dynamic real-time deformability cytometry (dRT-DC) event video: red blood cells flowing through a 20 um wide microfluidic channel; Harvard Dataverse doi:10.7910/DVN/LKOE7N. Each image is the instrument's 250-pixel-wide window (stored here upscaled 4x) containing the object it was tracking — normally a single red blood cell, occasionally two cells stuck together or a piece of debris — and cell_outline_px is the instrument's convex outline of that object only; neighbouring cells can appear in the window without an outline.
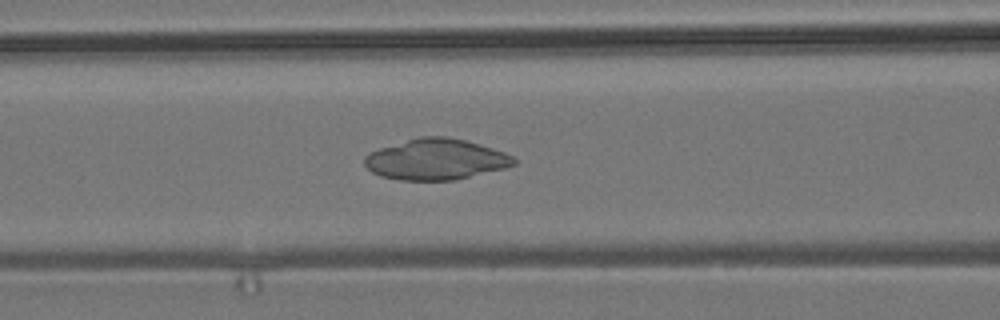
{"species": "common noctule bat (a hibernating species)", "species_latin": "Nyctalus noctula", "temperature_condition": "room temperature", "stored_images_in_passage": 43, "camera_frame_rate_fps": 3000, "um_per_image_px": 0.085, "animal": {"sex": "male", "body_mass_g": 19.2, "forearm_length_mm": 51.8}, "frame": {"image": 1, "passage_image": 11, "time_ms": 3.333, "image_size_px": [1000, 320], "cell_outline_px": [[516, 164], [504, 168], [456, 180], [400, 180], [380, 176], [372, 172], [364, 164], [364, 156], [380, 148], [420, 136], [444, 136], [464, 140], [492, 148], [504, 152], [512, 156], [516, 160]], "centroid_in_image_um": [37.04, 13.55], "position_along_channel_um": 129.6, "area_um2": 35.32}}
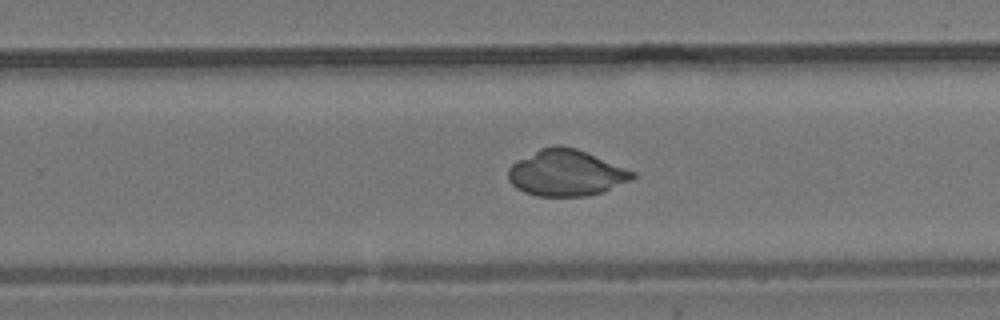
{"frame": {"image": 2, "passage_image": 23, "time_ms": 7.333, "image_size_px": [1000, 320], "cell_outline_px": [[636, 176], [632, 180], [604, 192], [588, 196], [536, 196], [524, 192], [516, 188], [508, 180], [508, 168], [516, 160], [540, 148], [552, 144], [560, 144], [576, 148], [636, 172]], "centroid_in_image_um": [48.11, 14.69], "position_along_channel_um": 281.7, "area_um2": 33.87}}
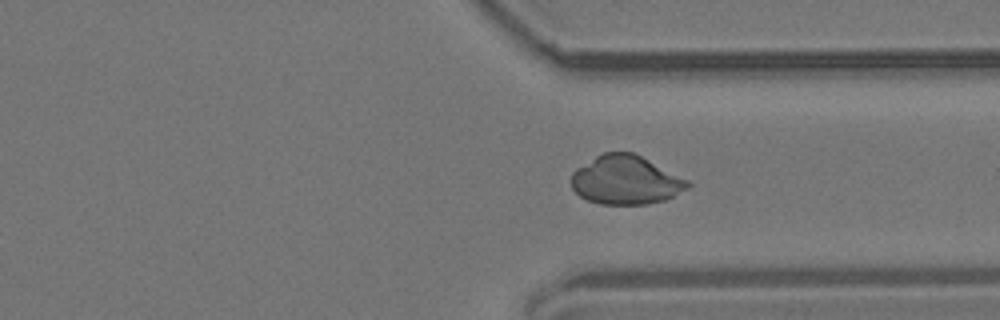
{"frame": {"image": 3, "passage_image": 29, "time_ms": 9.333, "image_size_px": [1000, 320], "cell_outline_px": [[692, 184], [688, 188], [664, 200], [648, 204], [600, 204], [588, 200], [580, 196], [572, 188], [572, 172], [576, 168], [596, 156], [604, 152], [632, 152], [688, 180]], "centroid_in_image_um": [53.17, 15.31], "position_along_channel_um": 358.2, "area_um2": 32.77}}